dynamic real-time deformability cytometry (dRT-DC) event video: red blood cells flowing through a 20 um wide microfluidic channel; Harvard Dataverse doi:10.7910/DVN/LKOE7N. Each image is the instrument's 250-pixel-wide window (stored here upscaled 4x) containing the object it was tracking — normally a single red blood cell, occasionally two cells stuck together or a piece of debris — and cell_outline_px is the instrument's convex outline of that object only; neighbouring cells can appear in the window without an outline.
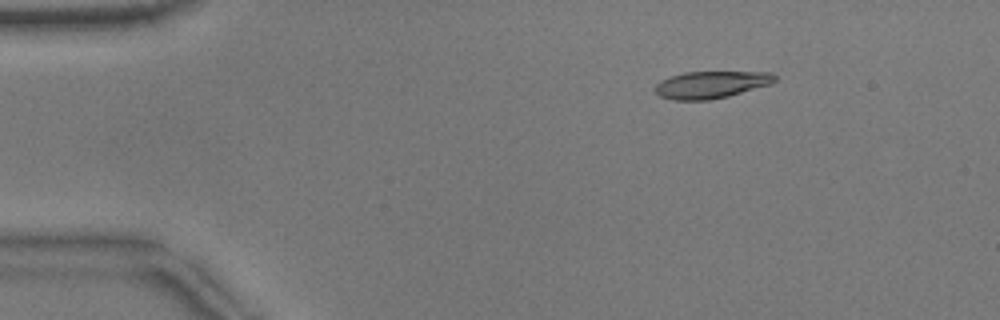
{"species": "common noctule bat (a hibernating species)", "species_latin": "Nyctalus noctula", "temperature_condition": "warm", "stored_images_in_passage": 51, "camera_frame_rate_fps": 3000, "um_per_image_px": 0.085, "animal": {"sex": "male", "body_mass_g": 17.9}, "frame": {"image": 1, "passage_image": 6, "time_ms": 1.667, "image_size_px": [1000, 320], "cell_outline_px": [[776, 80], [772, 84], [728, 96], [708, 100], [672, 100], [660, 96], [656, 92], [656, 84], [660, 80], [684, 72], [772, 72], [776, 76]], "centroid_in_image_um": [60.46, 7.19], "position_along_channel_um": 24.5, "area_um2": 18.9}}
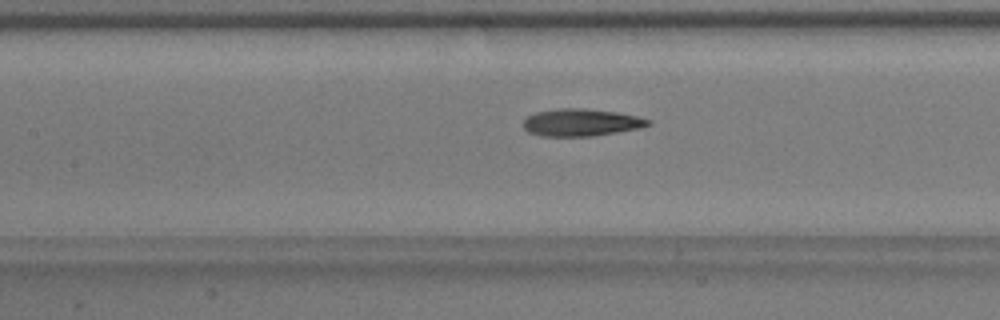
{"frame": {"image": 2, "passage_image": 22, "time_ms": 7.0, "image_size_px": [1000, 320], "cell_outline_px": [[652, 124], [640, 128], [592, 136], [540, 136], [528, 132], [524, 128], [524, 120], [528, 116], [536, 112], [556, 108], [584, 108], [616, 112], [636, 116], [652, 120]], "centroid_in_image_um": [49.4, 10.4], "position_along_channel_um": 158.0, "area_um2": 19.88}}
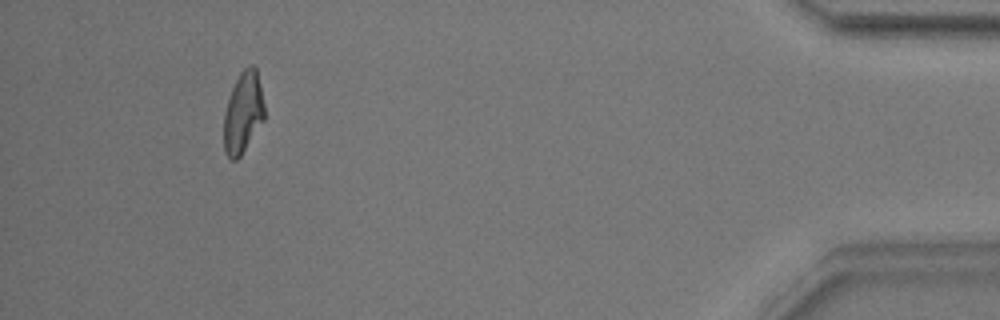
{"frame": {"image": 3, "passage_image": 47, "time_ms": 15.333, "image_size_px": [1000, 320], "cell_outline_px": [[264, 120], [240, 156], [236, 160], [232, 160], [224, 152], [224, 112], [232, 88], [240, 72], [244, 68], [252, 64], [256, 68], [264, 104]], "centroid_in_image_um": [20.66, 9.57], "position_along_channel_um": 414.5, "area_um2": 19.02}, "authors_computed_cell_mechanics": {"area_um2": 19.652, "velocity_mm_per_s": 3.8444, "shape_relaxation_time_tau1_ms": 3.6907, "shape_relaxation_time_tau2_ms": 2.299, "deformation_change_tau1": 0.1673, "deformation_change_tau2": 0.1073}}